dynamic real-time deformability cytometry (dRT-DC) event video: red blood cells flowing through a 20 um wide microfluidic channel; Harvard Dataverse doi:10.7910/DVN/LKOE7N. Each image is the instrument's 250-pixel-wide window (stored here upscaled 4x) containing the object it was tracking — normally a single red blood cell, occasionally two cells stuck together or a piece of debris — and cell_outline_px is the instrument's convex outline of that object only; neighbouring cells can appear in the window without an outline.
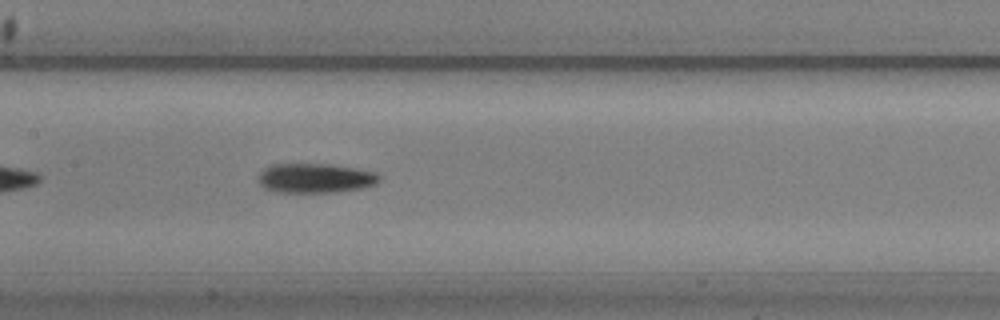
{"species": "common noctule bat (a hibernating species)", "species_latin": "Nyctalus noctula", "temperature_condition": "warm", "stored_images_in_passage": 42, "camera_frame_rate_fps": 3000, "um_per_image_px": 0.085, "animal": {"sex": "male", "body_mass_g": 20.5, "forearm_length_mm": 52.5}, "frame": {"image": 1, "passage_image": 13, "time_ms": 4.0, "image_size_px": [1000, 320], "cell_outline_px": [[380, 180], [376, 184], [360, 188], [336, 192], [280, 192], [264, 188], [260, 184], [256, 176], [264, 168], [272, 164], [332, 164], [356, 168], [376, 172], [380, 176]], "centroid_in_image_um": [26.79, 15.13], "position_along_channel_um": 180.6, "area_um2": 20.92}}
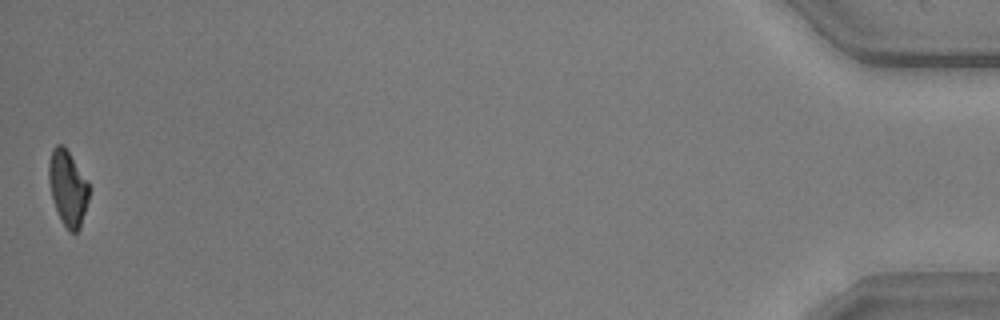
{"frame": {"image": 2, "passage_image": 42, "time_ms": 13.667, "image_size_px": [1000, 320], "cell_outline_px": [[92, 188], [80, 228], [76, 232], [68, 232], [56, 208], [52, 196], [48, 180], [48, 164], [52, 148], [56, 144], [64, 144], [88, 180]], "centroid_in_image_um": [5.79, 15.93], "position_along_channel_um": 429.4, "area_um2": 17.98}, "authors_computed_cell_mechanics": {"area_um2": 20.1433, "velocity_mm_per_s": 3.6246, "shape_relaxation_time_tau1_ms": 3.8467, "shape_relaxation_time_tau2_ms": null, "deformation_change_tau1": 0.1613, "deformation_change_tau2": null}}